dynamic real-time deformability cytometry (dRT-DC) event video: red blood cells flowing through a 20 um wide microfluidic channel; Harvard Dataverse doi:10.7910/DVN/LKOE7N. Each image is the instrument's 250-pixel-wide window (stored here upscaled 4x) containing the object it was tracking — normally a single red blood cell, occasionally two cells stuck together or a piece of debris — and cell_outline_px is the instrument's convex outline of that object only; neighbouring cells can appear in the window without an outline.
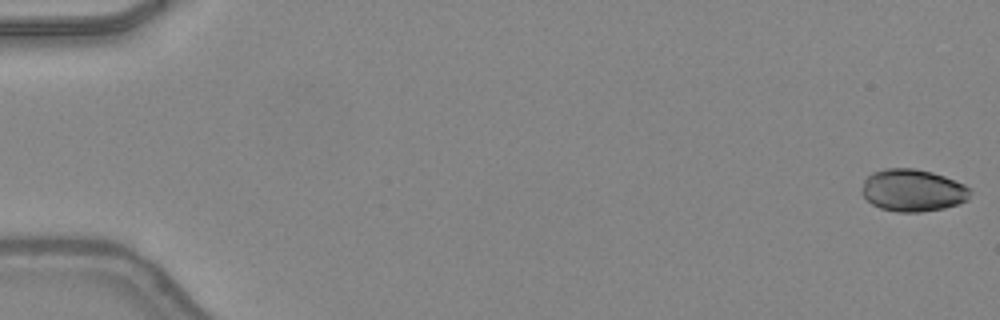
{"species": "common noctule bat (a hibernating species)", "species_latin": "Nyctalus noctula", "temperature_condition": "warm", "stored_images_in_passage": 45, "camera_frame_rate_fps": 3000, "um_per_image_px": 0.085, "animal": {"sex": "female", "body_mass_g": 24.6, "forearm_length_mm": 56.2}, "frame": {"image": 1, "passage_image": 1, "time_ms": 0.0, "image_size_px": [1000, 320], "cell_outline_px": [[972, 188], [968, 200], [944, 208], [920, 212], [896, 212], [880, 208], [872, 204], [864, 196], [864, 180], [872, 172], [884, 168], [912, 168], [932, 172], [944, 176], [964, 184]], "centroid_in_image_um": [77.61, 16.18], "position_along_channel_um": 7.4, "area_um2": 26.59}}
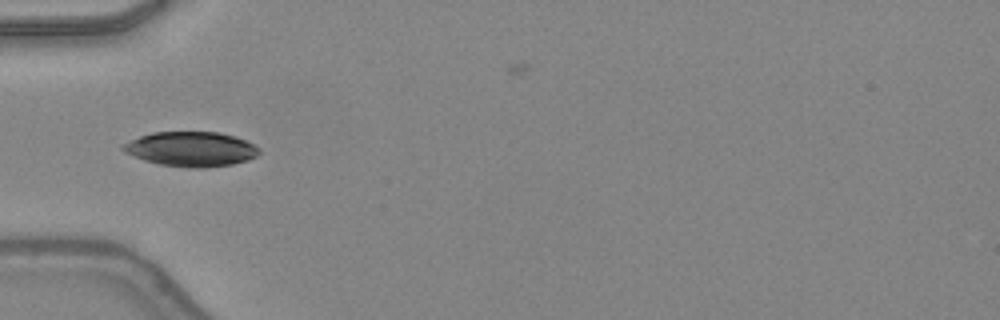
{"frame": {"image": 2, "passage_image": 17, "time_ms": 5.333, "image_size_px": [1000, 320], "cell_outline_px": [[260, 152], [256, 156], [248, 160], [232, 164], [204, 168], [188, 168], [160, 164], [144, 160], [124, 152], [120, 148], [120, 144], [140, 136], [152, 132], [220, 132], [236, 136], [260, 148]], "centroid_in_image_um": [16.22, 12.67], "position_along_channel_um": 68.8, "area_um2": 27.69}}
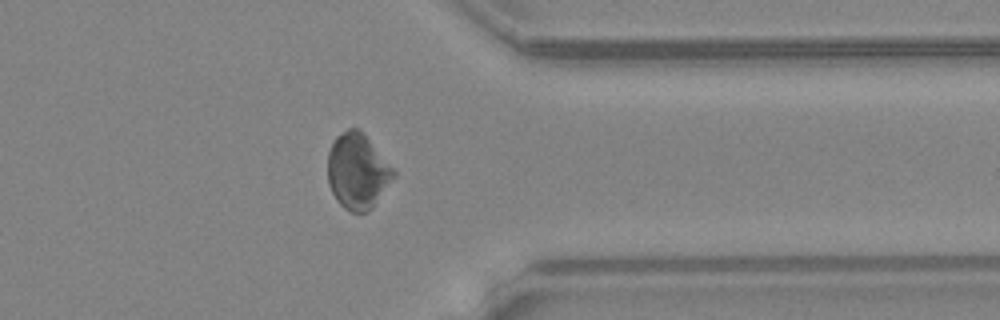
{"frame": {"image": 3, "passage_image": 39, "time_ms": 12.667, "image_size_px": [1000, 320], "cell_outline_px": [[396, 176], [372, 208], [368, 212], [352, 212], [344, 208], [336, 200], [328, 184], [328, 152], [332, 140], [336, 136], [348, 128], [360, 128], [396, 172]], "centroid_in_image_um": [30.38, 14.55], "position_along_channel_um": 381.0, "area_um2": 29.13}}